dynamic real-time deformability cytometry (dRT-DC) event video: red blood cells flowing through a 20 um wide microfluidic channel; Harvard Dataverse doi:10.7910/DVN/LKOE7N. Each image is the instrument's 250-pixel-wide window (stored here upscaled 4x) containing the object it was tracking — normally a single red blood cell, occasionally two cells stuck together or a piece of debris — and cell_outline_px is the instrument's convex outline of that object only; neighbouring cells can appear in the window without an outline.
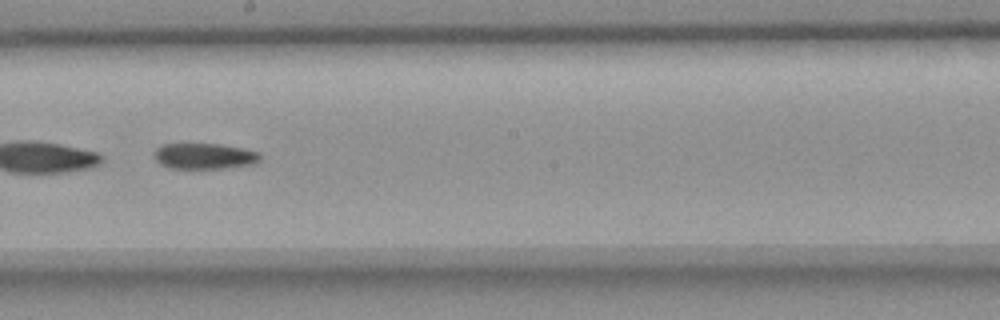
{"species": "common noctule bat (a hibernating species)", "species_latin": "Nyctalus noctula", "temperature_condition": "room temperature", "stored_images_in_passage": 10, "segment_of_instrument_passage": [2, 2], "camera_frame_rate_fps": 3000, "um_per_image_px": 0.085, "animal": {"sex": "female", "body_mass_g": 18.4}, "frame": {"image": 1, "passage_image": 9, "time_ms": 9.0, "image_size_px": [1000, 320], "cell_outline_px": [[260, 160], [256, 164], [224, 168], [168, 168], [160, 164], [152, 156], [152, 152], [156, 148], [164, 144], [220, 144], [244, 148], [260, 152]], "centroid_in_image_um": [17.37, 13.27], "position_along_channel_um": 230.8, "area_um2": 16.18}}
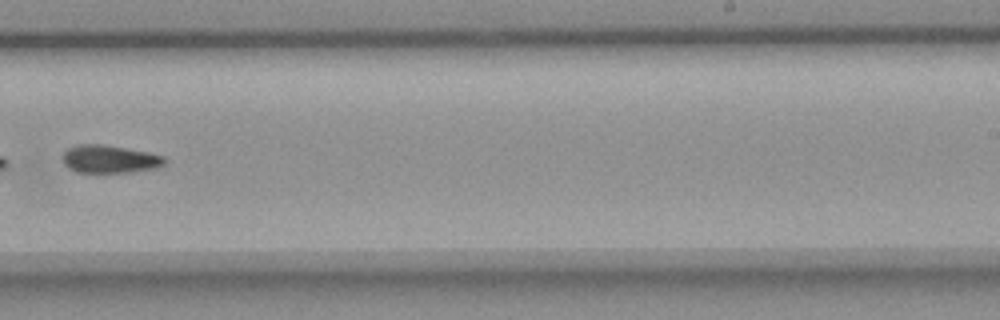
{"frame": {"image": 2, "passage_image": 10, "time_ms": 10.333, "image_size_px": [1000, 320], "cell_outline_px": [[168, 160], [164, 164], [156, 168], [132, 172], [76, 172], [68, 168], [64, 164], [64, 152], [68, 148], [76, 144], [100, 144], [148, 152], [164, 156]], "centroid_in_image_um": [9.33, 13.52], "position_along_channel_um": 279.7, "area_um2": 16.53}}